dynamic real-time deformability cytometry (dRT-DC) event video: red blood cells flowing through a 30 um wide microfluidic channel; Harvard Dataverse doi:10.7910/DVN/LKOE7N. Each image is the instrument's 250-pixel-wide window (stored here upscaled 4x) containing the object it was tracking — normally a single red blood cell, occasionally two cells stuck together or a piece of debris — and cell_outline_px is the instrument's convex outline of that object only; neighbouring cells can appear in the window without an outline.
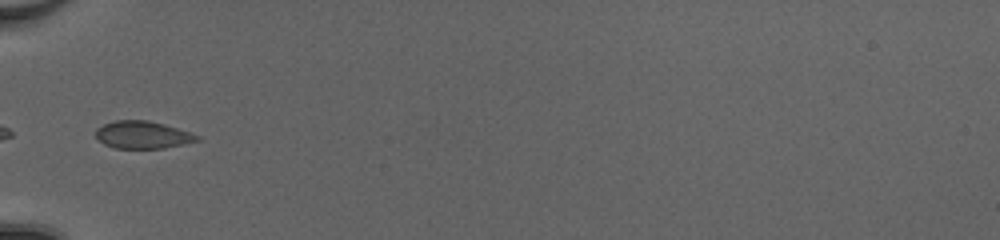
{"species": "common noctule bat (a hibernating species)", "species_latin": "Nyctalus noctula", "temperature_condition": "cold", "stored_images_in_passage": 31, "camera_frame_rate_fps": 3000, "um_per_image_px": 0.085, "animal": {"sex": "female", "body_mass_g": 20.0, "forearm_length_mm": 54.0}, "frame": {"image": 1, "passage_image": 1, "time_ms": 0.0, "image_size_px": [1000, 240], "cell_outline_px": [[200, 140], [184, 144], [164, 148], [116, 148], [104, 144], [96, 136], [96, 128], [104, 124], [116, 120], [148, 120], [164, 124], [200, 136]], "centroid_in_image_um": [12.12, 11.46], "position_along_channel_um": 72.9, "area_um2": 16.07}}
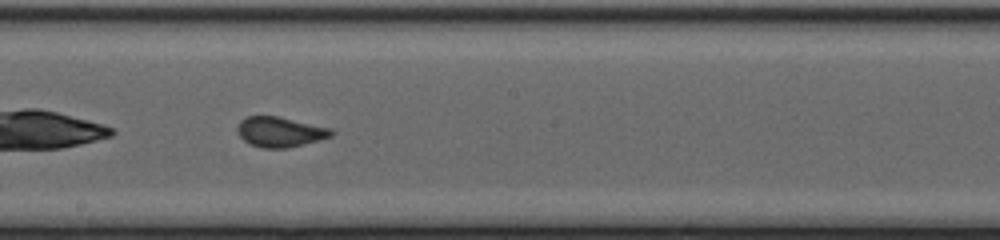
{"frame": {"image": 2, "passage_image": 12, "time_ms": 3.667, "image_size_px": [1000, 240], "cell_outline_px": [[336, 132], [332, 136], [320, 140], [288, 148], [260, 148], [244, 140], [236, 132], [236, 128], [240, 120], [248, 116], [276, 116], [332, 128]], "centroid_in_image_um": [23.82, 11.21], "position_along_channel_um": 224.4, "area_um2": 16.59}}
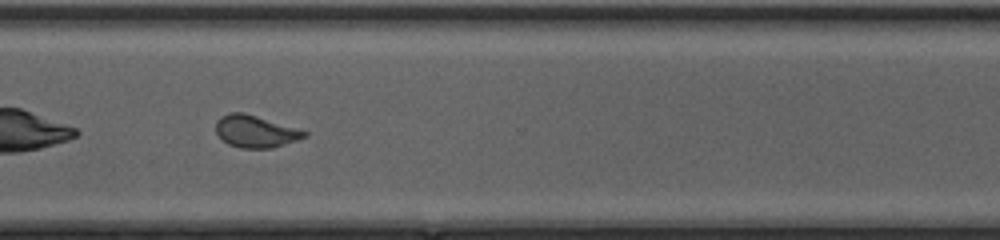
{"frame": {"image": 3, "passage_image": 21, "time_ms": 6.667, "image_size_px": [1000, 240], "cell_outline_px": [[308, 136], [272, 148], [240, 148], [228, 144], [216, 132], [216, 120], [220, 116], [228, 112], [244, 112], [308, 132]], "centroid_in_image_um": [21.68, 11.16], "position_along_channel_um": 348.9, "area_um2": 16.42}}